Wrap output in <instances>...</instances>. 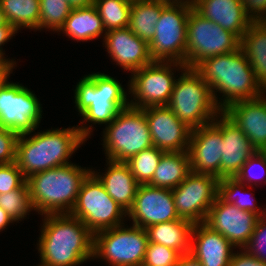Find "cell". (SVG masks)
<instances>
[{"instance_id": "obj_1", "label": "cell", "mask_w": 266, "mask_h": 266, "mask_svg": "<svg viewBox=\"0 0 266 266\" xmlns=\"http://www.w3.org/2000/svg\"><path fill=\"white\" fill-rule=\"evenodd\" d=\"M37 245L44 266H79L93 260L94 234L70 213L46 214Z\"/></svg>"}, {"instance_id": "obj_2", "label": "cell", "mask_w": 266, "mask_h": 266, "mask_svg": "<svg viewBox=\"0 0 266 266\" xmlns=\"http://www.w3.org/2000/svg\"><path fill=\"white\" fill-rule=\"evenodd\" d=\"M194 69L211 87L213 98L221 110L234 102L255 99L266 93L241 48L206 58ZM217 92L222 94L219 100Z\"/></svg>"}, {"instance_id": "obj_3", "label": "cell", "mask_w": 266, "mask_h": 266, "mask_svg": "<svg viewBox=\"0 0 266 266\" xmlns=\"http://www.w3.org/2000/svg\"><path fill=\"white\" fill-rule=\"evenodd\" d=\"M35 131L20 134L17 141L15 163L25 178L71 163L69 158L87 141L77 125Z\"/></svg>"}, {"instance_id": "obj_4", "label": "cell", "mask_w": 266, "mask_h": 266, "mask_svg": "<svg viewBox=\"0 0 266 266\" xmlns=\"http://www.w3.org/2000/svg\"><path fill=\"white\" fill-rule=\"evenodd\" d=\"M122 86L118 79L100 72L84 75L77 83L74 103L83 118L77 128L86 140L92 135V124L109 125L122 109L129 106L128 94ZM84 122L92 124L88 126Z\"/></svg>"}, {"instance_id": "obj_5", "label": "cell", "mask_w": 266, "mask_h": 266, "mask_svg": "<svg viewBox=\"0 0 266 266\" xmlns=\"http://www.w3.org/2000/svg\"><path fill=\"white\" fill-rule=\"evenodd\" d=\"M92 170L69 163L26 178L34 211L41 216L70 213L83 181Z\"/></svg>"}, {"instance_id": "obj_6", "label": "cell", "mask_w": 266, "mask_h": 266, "mask_svg": "<svg viewBox=\"0 0 266 266\" xmlns=\"http://www.w3.org/2000/svg\"><path fill=\"white\" fill-rule=\"evenodd\" d=\"M180 72L167 106L191 130L213 122L222 110L211 87L194 68L186 67Z\"/></svg>"}, {"instance_id": "obj_7", "label": "cell", "mask_w": 266, "mask_h": 266, "mask_svg": "<svg viewBox=\"0 0 266 266\" xmlns=\"http://www.w3.org/2000/svg\"><path fill=\"white\" fill-rule=\"evenodd\" d=\"M106 160L126 162L144 149L153 146L145 113L128 106L103 129Z\"/></svg>"}, {"instance_id": "obj_8", "label": "cell", "mask_w": 266, "mask_h": 266, "mask_svg": "<svg viewBox=\"0 0 266 266\" xmlns=\"http://www.w3.org/2000/svg\"><path fill=\"white\" fill-rule=\"evenodd\" d=\"M125 226L94 234L93 260L100 258L111 266H142L149 242L146 229Z\"/></svg>"}, {"instance_id": "obj_9", "label": "cell", "mask_w": 266, "mask_h": 266, "mask_svg": "<svg viewBox=\"0 0 266 266\" xmlns=\"http://www.w3.org/2000/svg\"><path fill=\"white\" fill-rule=\"evenodd\" d=\"M70 214L83 222L93 233L125 224L127 212L108 194L91 172L83 181L77 201Z\"/></svg>"}, {"instance_id": "obj_10", "label": "cell", "mask_w": 266, "mask_h": 266, "mask_svg": "<svg viewBox=\"0 0 266 266\" xmlns=\"http://www.w3.org/2000/svg\"><path fill=\"white\" fill-rule=\"evenodd\" d=\"M193 6L170 2L161 12L149 44L153 61L179 62L186 65L187 20Z\"/></svg>"}, {"instance_id": "obj_11", "label": "cell", "mask_w": 266, "mask_h": 266, "mask_svg": "<svg viewBox=\"0 0 266 266\" xmlns=\"http://www.w3.org/2000/svg\"><path fill=\"white\" fill-rule=\"evenodd\" d=\"M239 48L240 39L235 34L191 9L187 20L186 67L195 68L206 58Z\"/></svg>"}, {"instance_id": "obj_12", "label": "cell", "mask_w": 266, "mask_h": 266, "mask_svg": "<svg viewBox=\"0 0 266 266\" xmlns=\"http://www.w3.org/2000/svg\"><path fill=\"white\" fill-rule=\"evenodd\" d=\"M185 68L186 65L179 62L153 61L134 71L127 85L128 93L133 97L129 106L139 109L167 106L176 82L174 70Z\"/></svg>"}, {"instance_id": "obj_13", "label": "cell", "mask_w": 266, "mask_h": 266, "mask_svg": "<svg viewBox=\"0 0 266 266\" xmlns=\"http://www.w3.org/2000/svg\"><path fill=\"white\" fill-rule=\"evenodd\" d=\"M38 99L22 84L7 81L0 87V127L19 135L36 130L43 115Z\"/></svg>"}, {"instance_id": "obj_14", "label": "cell", "mask_w": 266, "mask_h": 266, "mask_svg": "<svg viewBox=\"0 0 266 266\" xmlns=\"http://www.w3.org/2000/svg\"><path fill=\"white\" fill-rule=\"evenodd\" d=\"M218 183L215 176L190 171L186 179L172 190L179 218L193 224L203 223L218 197Z\"/></svg>"}, {"instance_id": "obj_15", "label": "cell", "mask_w": 266, "mask_h": 266, "mask_svg": "<svg viewBox=\"0 0 266 266\" xmlns=\"http://www.w3.org/2000/svg\"><path fill=\"white\" fill-rule=\"evenodd\" d=\"M258 218L253 212L240 210L217 197L204 223L227 238L235 249H242L251 239Z\"/></svg>"}, {"instance_id": "obj_16", "label": "cell", "mask_w": 266, "mask_h": 266, "mask_svg": "<svg viewBox=\"0 0 266 266\" xmlns=\"http://www.w3.org/2000/svg\"><path fill=\"white\" fill-rule=\"evenodd\" d=\"M127 218L132 220L133 225L142 228L180 219L175 209L172 190L149 184L138 186Z\"/></svg>"}, {"instance_id": "obj_17", "label": "cell", "mask_w": 266, "mask_h": 266, "mask_svg": "<svg viewBox=\"0 0 266 266\" xmlns=\"http://www.w3.org/2000/svg\"><path fill=\"white\" fill-rule=\"evenodd\" d=\"M142 110L153 146L165 152L188 151L192 130L168 106H150Z\"/></svg>"}, {"instance_id": "obj_18", "label": "cell", "mask_w": 266, "mask_h": 266, "mask_svg": "<svg viewBox=\"0 0 266 266\" xmlns=\"http://www.w3.org/2000/svg\"><path fill=\"white\" fill-rule=\"evenodd\" d=\"M191 171L221 179L222 132L211 122L191 131Z\"/></svg>"}, {"instance_id": "obj_19", "label": "cell", "mask_w": 266, "mask_h": 266, "mask_svg": "<svg viewBox=\"0 0 266 266\" xmlns=\"http://www.w3.org/2000/svg\"><path fill=\"white\" fill-rule=\"evenodd\" d=\"M103 45L112 62L131 74L153 62L149 53V44L134 34L129 27L106 32Z\"/></svg>"}, {"instance_id": "obj_20", "label": "cell", "mask_w": 266, "mask_h": 266, "mask_svg": "<svg viewBox=\"0 0 266 266\" xmlns=\"http://www.w3.org/2000/svg\"><path fill=\"white\" fill-rule=\"evenodd\" d=\"M212 123L222 132L221 179L235 177L257 150L223 112Z\"/></svg>"}, {"instance_id": "obj_21", "label": "cell", "mask_w": 266, "mask_h": 266, "mask_svg": "<svg viewBox=\"0 0 266 266\" xmlns=\"http://www.w3.org/2000/svg\"><path fill=\"white\" fill-rule=\"evenodd\" d=\"M222 112L244 132L257 151H266V94L234 102Z\"/></svg>"}, {"instance_id": "obj_22", "label": "cell", "mask_w": 266, "mask_h": 266, "mask_svg": "<svg viewBox=\"0 0 266 266\" xmlns=\"http://www.w3.org/2000/svg\"><path fill=\"white\" fill-rule=\"evenodd\" d=\"M234 248L227 238L204 222L193 225L190 253L202 266H229Z\"/></svg>"}, {"instance_id": "obj_23", "label": "cell", "mask_w": 266, "mask_h": 266, "mask_svg": "<svg viewBox=\"0 0 266 266\" xmlns=\"http://www.w3.org/2000/svg\"><path fill=\"white\" fill-rule=\"evenodd\" d=\"M193 8L204 18L229 30L239 39L253 22L241 0H199Z\"/></svg>"}, {"instance_id": "obj_24", "label": "cell", "mask_w": 266, "mask_h": 266, "mask_svg": "<svg viewBox=\"0 0 266 266\" xmlns=\"http://www.w3.org/2000/svg\"><path fill=\"white\" fill-rule=\"evenodd\" d=\"M106 171L93 170L92 173L103 184L107 194L126 212L134 203L135 195L139 184L126 162H117L107 159Z\"/></svg>"}, {"instance_id": "obj_25", "label": "cell", "mask_w": 266, "mask_h": 266, "mask_svg": "<svg viewBox=\"0 0 266 266\" xmlns=\"http://www.w3.org/2000/svg\"><path fill=\"white\" fill-rule=\"evenodd\" d=\"M58 32H63L64 35L77 42L94 40L101 35L104 38L106 34L101 17L94 5L73 7Z\"/></svg>"}, {"instance_id": "obj_26", "label": "cell", "mask_w": 266, "mask_h": 266, "mask_svg": "<svg viewBox=\"0 0 266 266\" xmlns=\"http://www.w3.org/2000/svg\"><path fill=\"white\" fill-rule=\"evenodd\" d=\"M193 223L185 219H176L148 226L146 229L151 243L164 245L180 254L190 253Z\"/></svg>"}, {"instance_id": "obj_27", "label": "cell", "mask_w": 266, "mask_h": 266, "mask_svg": "<svg viewBox=\"0 0 266 266\" xmlns=\"http://www.w3.org/2000/svg\"><path fill=\"white\" fill-rule=\"evenodd\" d=\"M257 81L266 90V23L252 22L240 39Z\"/></svg>"}, {"instance_id": "obj_28", "label": "cell", "mask_w": 266, "mask_h": 266, "mask_svg": "<svg viewBox=\"0 0 266 266\" xmlns=\"http://www.w3.org/2000/svg\"><path fill=\"white\" fill-rule=\"evenodd\" d=\"M191 171L188 151L165 152L153 174L149 185L173 190Z\"/></svg>"}, {"instance_id": "obj_29", "label": "cell", "mask_w": 266, "mask_h": 266, "mask_svg": "<svg viewBox=\"0 0 266 266\" xmlns=\"http://www.w3.org/2000/svg\"><path fill=\"white\" fill-rule=\"evenodd\" d=\"M169 3L165 0H132L128 27L149 43L155 34L160 14Z\"/></svg>"}, {"instance_id": "obj_30", "label": "cell", "mask_w": 266, "mask_h": 266, "mask_svg": "<svg viewBox=\"0 0 266 266\" xmlns=\"http://www.w3.org/2000/svg\"><path fill=\"white\" fill-rule=\"evenodd\" d=\"M5 18L17 31L39 30L40 0H0Z\"/></svg>"}, {"instance_id": "obj_31", "label": "cell", "mask_w": 266, "mask_h": 266, "mask_svg": "<svg viewBox=\"0 0 266 266\" xmlns=\"http://www.w3.org/2000/svg\"><path fill=\"white\" fill-rule=\"evenodd\" d=\"M246 186L244 183L238 181L235 177H223L219 179L218 183V197L225 203L233 204L240 210L253 212L259 217L266 214V208H260L253 196L245 194H239L240 191H244ZM239 194V195H238ZM242 195V196H241Z\"/></svg>"}, {"instance_id": "obj_32", "label": "cell", "mask_w": 266, "mask_h": 266, "mask_svg": "<svg viewBox=\"0 0 266 266\" xmlns=\"http://www.w3.org/2000/svg\"><path fill=\"white\" fill-rule=\"evenodd\" d=\"M105 31L129 26L132 0H95Z\"/></svg>"}, {"instance_id": "obj_33", "label": "cell", "mask_w": 266, "mask_h": 266, "mask_svg": "<svg viewBox=\"0 0 266 266\" xmlns=\"http://www.w3.org/2000/svg\"><path fill=\"white\" fill-rule=\"evenodd\" d=\"M165 151L152 146L138 152L126 163L139 185L149 184Z\"/></svg>"}, {"instance_id": "obj_34", "label": "cell", "mask_w": 266, "mask_h": 266, "mask_svg": "<svg viewBox=\"0 0 266 266\" xmlns=\"http://www.w3.org/2000/svg\"><path fill=\"white\" fill-rule=\"evenodd\" d=\"M0 207L15 222L26 218L30 211L34 210L27 182L25 181L18 189L0 194Z\"/></svg>"}, {"instance_id": "obj_35", "label": "cell", "mask_w": 266, "mask_h": 266, "mask_svg": "<svg viewBox=\"0 0 266 266\" xmlns=\"http://www.w3.org/2000/svg\"><path fill=\"white\" fill-rule=\"evenodd\" d=\"M72 9L67 0H40L39 30L58 32Z\"/></svg>"}, {"instance_id": "obj_36", "label": "cell", "mask_w": 266, "mask_h": 266, "mask_svg": "<svg viewBox=\"0 0 266 266\" xmlns=\"http://www.w3.org/2000/svg\"><path fill=\"white\" fill-rule=\"evenodd\" d=\"M259 168H261L260 170L263 172V175L265 176L266 175V151H256L248 159V161L242 166L241 170L237 173L235 178L241 183H244L246 186L248 185L247 187L249 188L254 185L258 186V183L261 184L259 182L260 178L262 179L260 175L263 176L262 174H260L261 172L260 173L255 172ZM253 169H255V171Z\"/></svg>"}, {"instance_id": "obj_37", "label": "cell", "mask_w": 266, "mask_h": 266, "mask_svg": "<svg viewBox=\"0 0 266 266\" xmlns=\"http://www.w3.org/2000/svg\"><path fill=\"white\" fill-rule=\"evenodd\" d=\"M180 255L174 249L148 242L142 266H175Z\"/></svg>"}, {"instance_id": "obj_38", "label": "cell", "mask_w": 266, "mask_h": 266, "mask_svg": "<svg viewBox=\"0 0 266 266\" xmlns=\"http://www.w3.org/2000/svg\"><path fill=\"white\" fill-rule=\"evenodd\" d=\"M244 249L266 263V214L258 218L251 239Z\"/></svg>"}, {"instance_id": "obj_39", "label": "cell", "mask_w": 266, "mask_h": 266, "mask_svg": "<svg viewBox=\"0 0 266 266\" xmlns=\"http://www.w3.org/2000/svg\"><path fill=\"white\" fill-rule=\"evenodd\" d=\"M26 178L15 162L0 165V194L18 189Z\"/></svg>"}, {"instance_id": "obj_40", "label": "cell", "mask_w": 266, "mask_h": 266, "mask_svg": "<svg viewBox=\"0 0 266 266\" xmlns=\"http://www.w3.org/2000/svg\"><path fill=\"white\" fill-rule=\"evenodd\" d=\"M19 134L0 127V165L15 162Z\"/></svg>"}, {"instance_id": "obj_41", "label": "cell", "mask_w": 266, "mask_h": 266, "mask_svg": "<svg viewBox=\"0 0 266 266\" xmlns=\"http://www.w3.org/2000/svg\"><path fill=\"white\" fill-rule=\"evenodd\" d=\"M241 2L253 22H262L266 18V0H241Z\"/></svg>"}, {"instance_id": "obj_42", "label": "cell", "mask_w": 266, "mask_h": 266, "mask_svg": "<svg viewBox=\"0 0 266 266\" xmlns=\"http://www.w3.org/2000/svg\"><path fill=\"white\" fill-rule=\"evenodd\" d=\"M239 251H234L229 266H266L264 261L249 254L244 248Z\"/></svg>"}, {"instance_id": "obj_43", "label": "cell", "mask_w": 266, "mask_h": 266, "mask_svg": "<svg viewBox=\"0 0 266 266\" xmlns=\"http://www.w3.org/2000/svg\"><path fill=\"white\" fill-rule=\"evenodd\" d=\"M16 33L18 31L8 22L5 25H0V50L5 54L2 45L6 44V42H9L10 39L15 37ZM15 34V35H14Z\"/></svg>"}, {"instance_id": "obj_44", "label": "cell", "mask_w": 266, "mask_h": 266, "mask_svg": "<svg viewBox=\"0 0 266 266\" xmlns=\"http://www.w3.org/2000/svg\"><path fill=\"white\" fill-rule=\"evenodd\" d=\"M175 266H202V264L191 253H186L180 255Z\"/></svg>"}, {"instance_id": "obj_45", "label": "cell", "mask_w": 266, "mask_h": 266, "mask_svg": "<svg viewBox=\"0 0 266 266\" xmlns=\"http://www.w3.org/2000/svg\"><path fill=\"white\" fill-rule=\"evenodd\" d=\"M14 66H0V87L3 86L12 74Z\"/></svg>"}, {"instance_id": "obj_46", "label": "cell", "mask_w": 266, "mask_h": 266, "mask_svg": "<svg viewBox=\"0 0 266 266\" xmlns=\"http://www.w3.org/2000/svg\"><path fill=\"white\" fill-rule=\"evenodd\" d=\"M15 221L12 220L9 215L0 207V232L5 230L10 223H14Z\"/></svg>"}, {"instance_id": "obj_47", "label": "cell", "mask_w": 266, "mask_h": 266, "mask_svg": "<svg viewBox=\"0 0 266 266\" xmlns=\"http://www.w3.org/2000/svg\"><path fill=\"white\" fill-rule=\"evenodd\" d=\"M72 7H87L94 5L95 0H67Z\"/></svg>"}, {"instance_id": "obj_48", "label": "cell", "mask_w": 266, "mask_h": 266, "mask_svg": "<svg viewBox=\"0 0 266 266\" xmlns=\"http://www.w3.org/2000/svg\"><path fill=\"white\" fill-rule=\"evenodd\" d=\"M4 55L5 54L0 50V66H17L16 61H14L15 59H6Z\"/></svg>"}, {"instance_id": "obj_49", "label": "cell", "mask_w": 266, "mask_h": 266, "mask_svg": "<svg viewBox=\"0 0 266 266\" xmlns=\"http://www.w3.org/2000/svg\"><path fill=\"white\" fill-rule=\"evenodd\" d=\"M7 23V20L5 18L4 12L2 10V7L0 5V25H5Z\"/></svg>"}, {"instance_id": "obj_50", "label": "cell", "mask_w": 266, "mask_h": 266, "mask_svg": "<svg viewBox=\"0 0 266 266\" xmlns=\"http://www.w3.org/2000/svg\"><path fill=\"white\" fill-rule=\"evenodd\" d=\"M168 2H174V3H188L192 5V0H165Z\"/></svg>"}, {"instance_id": "obj_51", "label": "cell", "mask_w": 266, "mask_h": 266, "mask_svg": "<svg viewBox=\"0 0 266 266\" xmlns=\"http://www.w3.org/2000/svg\"><path fill=\"white\" fill-rule=\"evenodd\" d=\"M199 0H192V6H194Z\"/></svg>"}]
</instances>
